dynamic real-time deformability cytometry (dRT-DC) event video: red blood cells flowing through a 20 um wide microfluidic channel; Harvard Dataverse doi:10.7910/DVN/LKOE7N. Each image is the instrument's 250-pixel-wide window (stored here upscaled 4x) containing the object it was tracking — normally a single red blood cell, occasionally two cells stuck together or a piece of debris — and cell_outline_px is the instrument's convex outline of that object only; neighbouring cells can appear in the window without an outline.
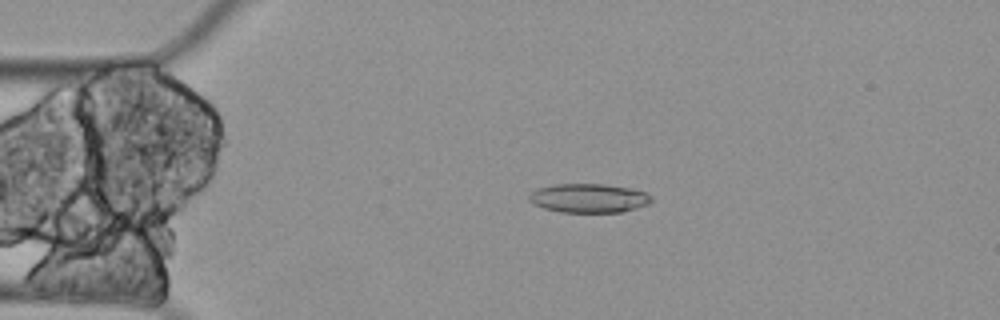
{"species": "Egyptian fruit bat (a non-hibernating species)", "species_latin": "Rousettus aegyptiacus", "temperature_condition": "cold", "stored_images_in_passage": 4, "camera_frame_rate_fps": 3000, "um_per_image_px": 0.085, "animal": {"sex": "female"}, "frame": {"image": 1, "passage_image": 4, "time_ms": 1.0, "image_size_px": [1000, 320], "cell_outline_px": [[652, 200], [648, 204], [636, 208], [620, 212], [560, 212], [544, 208], [532, 204], [528, 200], [528, 196], [532, 192], [540, 188], [556, 184], [604, 184], [628, 188], [644, 192], [652, 196]], "centroid_in_image_um": [50.03, 16.85], "position_along_channel_um": 35.0, "area_um2": 20.52}}